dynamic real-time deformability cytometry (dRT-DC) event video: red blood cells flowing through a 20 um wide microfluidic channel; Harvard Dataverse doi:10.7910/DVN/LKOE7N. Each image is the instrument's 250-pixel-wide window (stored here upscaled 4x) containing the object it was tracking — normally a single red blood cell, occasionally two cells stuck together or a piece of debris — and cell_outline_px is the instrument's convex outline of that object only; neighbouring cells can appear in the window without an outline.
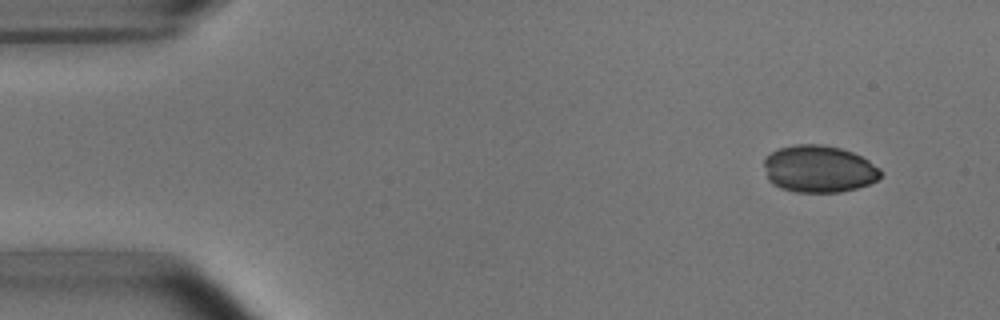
{"species": "common noctule bat (a hibernating species)", "species_latin": "Nyctalus noctula", "temperature_condition": "room temperature", "stored_images_in_passage": 49, "camera_frame_rate_fps": 3000, "um_per_image_px": 0.085, "animal": {"sex": "male", "body_mass_g": 15.6}, "frame": {"image": 1, "passage_image": 1, "time_ms": 0.0, "image_size_px": [1000, 320], "cell_outline_px": [[880, 176], [876, 180], [868, 184], [856, 188], [840, 192], [796, 192], [780, 188], [772, 184], [768, 180], [764, 164], [764, 156], [780, 148], [796, 144], [820, 144], [840, 148], [852, 152], [868, 160], [880, 168]], "centroid_in_image_um": [69.57, 14.36], "position_along_channel_um": 15.4, "area_um2": 31.96}}
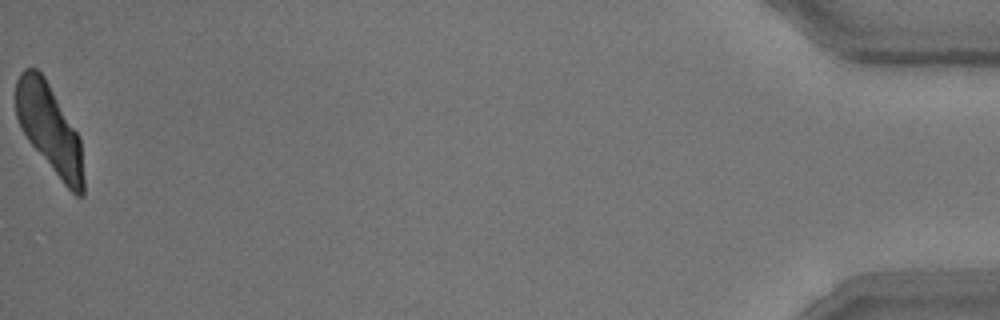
{"frame": {"image": 2, "passage_image": 49, "time_ms": 16.0, "image_size_px": [1000, 320], "cell_outline_px": [[84, 192], [80, 196], [76, 196], [64, 184], [28, 140], [20, 128], [16, 116], [16, 80], [20, 72], [24, 68], [36, 68], [44, 76], [76, 132], [80, 140], [84, 180]], "centroid_in_image_um": [4.18, 10.93], "position_along_channel_um": 431.0, "area_um2": 34.28}}